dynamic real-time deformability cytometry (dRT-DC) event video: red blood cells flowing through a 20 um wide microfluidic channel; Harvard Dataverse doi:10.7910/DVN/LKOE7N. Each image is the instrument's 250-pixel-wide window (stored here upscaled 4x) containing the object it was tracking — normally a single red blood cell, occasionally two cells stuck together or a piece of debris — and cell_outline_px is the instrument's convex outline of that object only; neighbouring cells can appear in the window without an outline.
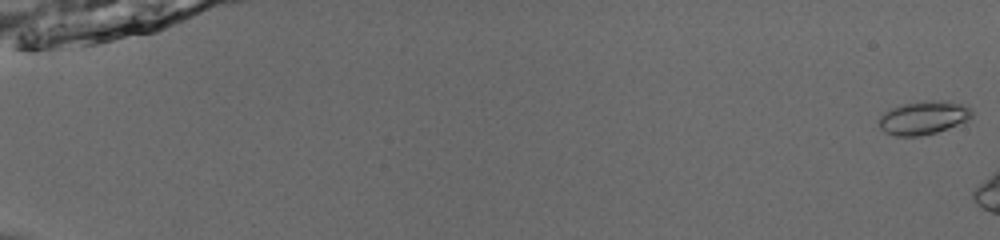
{"species": "common noctule bat (a hibernating species)", "species_latin": "Nyctalus noctula", "temperature_condition": "room temperature", "stored_images_in_passage": 8, "camera_frame_rate_fps": 3000, "um_per_image_px": 0.085, "animal": {"sex": "male", "body_mass_g": 13.0, "forearm_length_mm": 53.1}, "frame": {"image": 1, "passage_image": 1, "time_ms": 0.0, "image_size_px": [1000, 240], "cell_outline_px": [[972, 116], [968, 120], [936, 132], [920, 136], [896, 136], [884, 132], [880, 128], [880, 116], [884, 112], [900, 104], [924, 100], [944, 100], [960, 104], [972, 108]], "centroid_in_image_um": [78.48, 9.99], "position_along_channel_um": 6.5, "area_um2": 18.09}}